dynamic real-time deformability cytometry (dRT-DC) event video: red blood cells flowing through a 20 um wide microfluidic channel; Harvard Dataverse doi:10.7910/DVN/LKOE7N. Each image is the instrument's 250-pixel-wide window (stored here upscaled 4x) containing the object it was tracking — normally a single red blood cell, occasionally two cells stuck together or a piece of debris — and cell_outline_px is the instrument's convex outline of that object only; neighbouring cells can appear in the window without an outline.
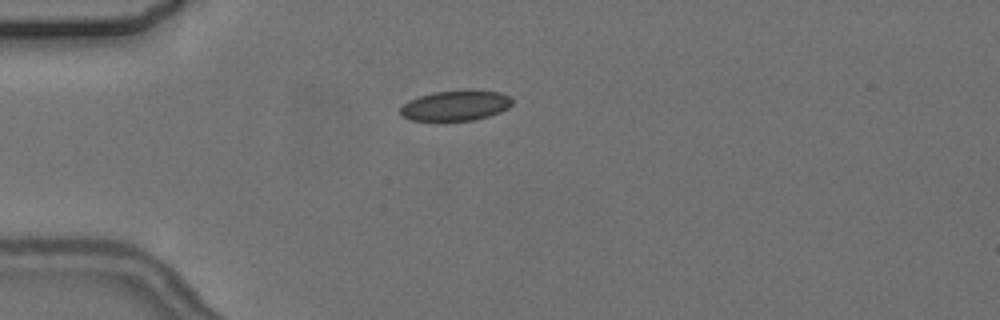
{"species": "common noctule bat (a hibernating species)", "species_latin": "Nyctalus noctula", "temperature_condition": "cold", "stored_images_in_passage": 2, "camera_frame_rate_fps": 3000, "um_per_image_px": 0.085, "animal": {"sex": "female", "body_mass_g": 24.6, "forearm_length_mm": 56.2}, "frame": {"image": 1, "passage_image": 1, "time_ms": 0.0, "image_size_px": [1000, 320], "cell_outline_px": [[512, 104], [508, 108], [500, 112], [488, 116], [472, 120], [412, 120], [404, 116], [400, 112], [400, 108], [404, 104], [420, 96], [432, 92], [500, 92], [512, 96]], "centroid_in_image_um": [38.76, 8.99], "position_along_channel_um": 46.2, "area_um2": 18.96}}